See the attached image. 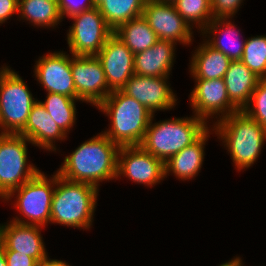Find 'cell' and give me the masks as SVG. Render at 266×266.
Masks as SVG:
<instances>
[{
  "label": "cell",
  "mask_w": 266,
  "mask_h": 266,
  "mask_svg": "<svg viewBox=\"0 0 266 266\" xmlns=\"http://www.w3.org/2000/svg\"><path fill=\"white\" fill-rule=\"evenodd\" d=\"M119 149L102 131L65 156L56 172L66 180L98 187L102 181L116 179Z\"/></svg>",
  "instance_id": "1"
},
{
  "label": "cell",
  "mask_w": 266,
  "mask_h": 266,
  "mask_svg": "<svg viewBox=\"0 0 266 266\" xmlns=\"http://www.w3.org/2000/svg\"><path fill=\"white\" fill-rule=\"evenodd\" d=\"M213 124V133L230 153L237 171L248 169L257 161L266 141L265 127L242 110Z\"/></svg>",
  "instance_id": "2"
},
{
  "label": "cell",
  "mask_w": 266,
  "mask_h": 266,
  "mask_svg": "<svg viewBox=\"0 0 266 266\" xmlns=\"http://www.w3.org/2000/svg\"><path fill=\"white\" fill-rule=\"evenodd\" d=\"M110 119L104 134L117 145L140 146L152 114L134 98L121 90H114L98 106Z\"/></svg>",
  "instance_id": "3"
},
{
  "label": "cell",
  "mask_w": 266,
  "mask_h": 266,
  "mask_svg": "<svg viewBox=\"0 0 266 266\" xmlns=\"http://www.w3.org/2000/svg\"><path fill=\"white\" fill-rule=\"evenodd\" d=\"M98 192L99 187L66 180L56 172L50 223L90 229L94 221Z\"/></svg>",
  "instance_id": "4"
},
{
  "label": "cell",
  "mask_w": 266,
  "mask_h": 266,
  "mask_svg": "<svg viewBox=\"0 0 266 266\" xmlns=\"http://www.w3.org/2000/svg\"><path fill=\"white\" fill-rule=\"evenodd\" d=\"M152 115L141 147L163 163L196 142L210 127L204 119L190 117L160 120L153 123Z\"/></svg>",
  "instance_id": "5"
},
{
  "label": "cell",
  "mask_w": 266,
  "mask_h": 266,
  "mask_svg": "<svg viewBox=\"0 0 266 266\" xmlns=\"http://www.w3.org/2000/svg\"><path fill=\"white\" fill-rule=\"evenodd\" d=\"M9 67L0 68V134H19L37 99L18 72Z\"/></svg>",
  "instance_id": "6"
},
{
  "label": "cell",
  "mask_w": 266,
  "mask_h": 266,
  "mask_svg": "<svg viewBox=\"0 0 266 266\" xmlns=\"http://www.w3.org/2000/svg\"><path fill=\"white\" fill-rule=\"evenodd\" d=\"M55 185L56 173L48 179V176L40 170L32 179L13 190L4 200L8 202L12 197L16 196L14 197L13 208H16L24 218L16 216L12 221L21 224L38 225L44 228L46 225L48 226Z\"/></svg>",
  "instance_id": "7"
},
{
  "label": "cell",
  "mask_w": 266,
  "mask_h": 266,
  "mask_svg": "<svg viewBox=\"0 0 266 266\" xmlns=\"http://www.w3.org/2000/svg\"><path fill=\"white\" fill-rule=\"evenodd\" d=\"M25 136L0 134V199H4L22 184L32 179L40 170L28 163Z\"/></svg>",
  "instance_id": "8"
},
{
  "label": "cell",
  "mask_w": 266,
  "mask_h": 266,
  "mask_svg": "<svg viewBox=\"0 0 266 266\" xmlns=\"http://www.w3.org/2000/svg\"><path fill=\"white\" fill-rule=\"evenodd\" d=\"M70 19L74 21L67 34V44L72 55L96 56L114 33L97 7Z\"/></svg>",
  "instance_id": "9"
},
{
  "label": "cell",
  "mask_w": 266,
  "mask_h": 266,
  "mask_svg": "<svg viewBox=\"0 0 266 266\" xmlns=\"http://www.w3.org/2000/svg\"><path fill=\"white\" fill-rule=\"evenodd\" d=\"M71 72L76 89V98L80 101L97 107L112 93L97 56L71 55Z\"/></svg>",
  "instance_id": "10"
},
{
  "label": "cell",
  "mask_w": 266,
  "mask_h": 266,
  "mask_svg": "<svg viewBox=\"0 0 266 266\" xmlns=\"http://www.w3.org/2000/svg\"><path fill=\"white\" fill-rule=\"evenodd\" d=\"M154 187L165 179L164 163L141 146H121L118 153L117 176Z\"/></svg>",
  "instance_id": "11"
},
{
  "label": "cell",
  "mask_w": 266,
  "mask_h": 266,
  "mask_svg": "<svg viewBox=\"0 0 266 266\" xmlns=\"http://www.w3.org/2000/svg\"><path fill=\"white\" fill-rule=\"evenodd\" d=\"M159 40L190 45L194 32L174 4L146 0L143 15ZM193 37V38H192Z\"/></svg>",
  "instance_id": "12"
},
{
  "label": "cell",
  "mask_w": 266,
  "mask_h": 266,
  "mask_svg": "<svg viewBox=\"0 0 266 266\" xmlns=\"http://www.w3.org/2000/svg\"><path fill=\"white\" fill-rule=\"evenodd\" d=\"M194 80L196 85L189 95V103L195 116L204 119L206 122H209L207 120L212 119V117L217 118L218 121L239 111L230 102L224 79Z\"/></svg>",
  "instance_id": "13"
},
{
  "label": "cell",
  "mask_w": 266,
  "mask_h": 266,
  "mask_svg": "<svg viewBox=\"0 0 266 266\" xmlns=\"http://www.w3.org/2000/svg\"><path fill=\"white\" fill-rule=\"evenodd\" d=\"M168 79L169 76L132 75L121 91L140 102L152 115H155L156 111H167L177 105L178 99Z\"/></svg>",
  "instance_id": "14"
},
{
  "label": "cell",
  "mask_w": 266,
  "mask_h": 266,
  "mask_svg": "<svg viewBox=\"0 0 266 266\" xmlns=\"http://www.w3.org/2000/svg\"><path fill=\"white\" fill-rule=\"evenodd\" d=\"M71 56L63 51L41 56L34 66V76L47 93H56L76 98V89L71 72Z\"/></svg>",
  "instance_id": "15"
},
{
  "label": "cell",
  "mask_w": 266,
  "mask_h": 266,
  "mask_svg": "<svg viewBox=\"0 0 266 266\" xmlns=\"http://www.w3.org/2000/svg\"><path fill=\"white\" fill-rule=\"evenodd\" d=\"M105 73L108 87L121 90L134 75V54L114 33L96 55Z\"/></svg>",
  "instance_id": "16"
},
{
  "label": "cell",
  "mask_w": 266,
  "mask_h": 266,
  "mask_svg": "<svg viewBox=\"0 0 266 266\" xmlns=\"http://www.w3.org/2000/svg\"><path fill=\"white\" fill-rule=\"evenodd\" d=\"M42 226L21 224L14 221L0 224V238L4 251H16L31 256L38 262L46 259L48 253L41 236Z\"/></svg>",
  "instance_id": "17"
},
{
  "label": "cell",
  "mask_w": 266,
  "mask_h": 266,
  "mask_svg": "<svg viewBox=\"0 0 266 266\" xmlns=\"http://www.w3.org/2000/svg\"><path fill=\"white\" fill-rule=\"evenodd\" d=\"M19 135L25 136L32 145L53 152H56V140L63 141L67 138L40 100L31 108L25 128Z\"/></svg>",
  "instance_id": "18"
},
{
  "label": "cell",
  "mask_w": 266,
  "mask_h": 266,
  "mask_svg": "<svg viewBox=\"0 0 266 266\" xmlns=\"http://www.w3.org/2000/svg\"><path fill=\"white\" fill-rule=\"evenodd\" d=\"M176 43L158 40L152 47L134 55V75L169 76L176 58Z\"/></svg>",
  "instance_id": "19"
},
{
  "label": "cell",
  "mask_w": 266,
  "mask_h": 266,
  "mask_svg": "<svg viewBox=\"0 0 266 266\" xmlns=\"http://www.w3.org/2000/svg\"><path fill=\"white\" fill-rule=\"evenodd\" d=\"M231 20L232 18L213 19L201 34L205 36L203 38L208 37V40H203L209 46L225 54L231 61H236L241 60L243 56L246 39L239 41L240 29L236 30V26ZM221 34L224 35L221 36ZM225 37L228 38L226 42L224 41Z\"/></svg>",
  "instance_id": "20"
},
{
  "label": "cell",
  "mask_w": 266,
  "mask_h": 266,
  "mask_svg": "<svg viewBox=\"0 0 266 266\" xmlns=\"http://www.w3.org/2000/svg\"><path fill=\"white\" fill-rule=\"evenodd\" d=\"M213 129L210 126L196 142L184 147L180 152L172 156L164 163L165 177L171 173L181 180H192L198 176L203 165L205 156L206 141L210 137Z\"/></svg>",
  "instance_id": "21"
},
{
  "label": "cell",
  "mask_w": 266,
  "mask_h": 266,
  "mask_svg": "<svg viewBox=\"0 0 266 266\" xmlns=\"http://www.w3.org/2000/svg\"><path fill=\"white\" fill-rule=\"evenodd\" d=\"M223 79L230 102L239 111L248 105L253 91L261 80L240 60L230 62Z\"/></svg>",
  "instance_id": "22"
},
{
  "label": "cell",
  "mask_w": 266,
  "mask_h": 266,
  "mask_svg": "<svg viewBox=\"0 0 266 266\" xmlns=\"http://www.w3.org/2000/svg\"><path fill=\"white\" fill-rule=\"evenodd\" d=\"M230 62L225 54L203 41L192 54L189 72L193 79H223Z\"/></svg>",
  "instance_id": "23"
},
{
  "label": "cell",
  "mask_w": 266,
  "mask_h": 266,
  "mask_svg": "<svg viewBox=\"0 0 266 266\" xmlns=\"http://www.w3.org/2000/svg\"><path fill=\"white\" fill-rule=\"evenodd\" d=\"M114 34L134 55L147 50L159 40L143 16L119 25Z\"/></svg>",
  "instance_id": "24"
},
{
  "label": "cell",
  "mask_w": 266,
  "mask_h": 266,
  "mask_svg": "<svg viewBox=\"0 0 266 266\" xmlns=\"http://www.w3.org/2000/svg\"><path fill=\"white\" fill-rule=\"evenodd\" d=\"M18 17L42 28H54L63 21L55 0H18Z\"/></svg>",
  "instance_id": "25"
},
{
  "label": "cell",
  "mask_w": 266,
  "mask_h": 266,
  "mask_svg": "<svg viewBox=\"0 0 266 266\" xmlns=\"http://www.w3.org/2000/svg\"><path fill=\"white\" fill-rule=\"evenodd\" d=\"M146 0H103L96 7L107 24L115 30L119 25L143 15Z\"/></svg>",
  "instance_id": "26"
},
{
  "label": "cell",
  "mask_w": 266,
  "mask_h": 266,
  "mask_svg": "<svg viewBox=\"0 0 266 266\" xmlns=\"http://www.w3.org/2000/svg\"><path fill=\"white\" fill-rule=\"evenodd\" d=\"M76 101L80 100L61 94L47 93L45 101L40 102L58 127L67 135L77 120Z\"/></svg>",
  "instance_id": "27"
},
{
  "label": "cell",
  "mask_w": 266,
  "mask_h": 266,
  "mask_svg": "<svg viewBox=\"0 0 266 266\" xmlns=\"http://www.w3.org/2000/svg\"><path fill=\"white\" fill-rule=\"evenodd\" d=\"M174 6L189 26L195 25L200 32L214 19L211 0H177Z\"/></svg>",
  "instance_id": "28"
},
{
  "label": "cell",
  "mask_w": 266,
  "mask_h": 266,
  "mask_svg": "<svg viewBox=\"0 0 266 266\" xmlns=\"http://www.w3.org/2000/svg\"><path fill=\"white\" fill-rule=\"evenodd\" d=\"M261 79H266V35L246 38L240 60Z\"/></svg>",
  "instance_id": "29"
},
{
  "label": "cell",
  "mask_w": 266,
  "mask_h": 266,
  "mask_svg": "<svg viewBox=\"0 0 266 266\" xmlns=\"http://www.w3.org/2000/svg\"><path fill=\"white\" fill-rule=\"evenodd\" d=\"M242 111L266 128V79L258 82L248 105Z\"/></svg>",
  "instance_id": "30"
},
{
  "label": "cell",
  "mask_w": 266,
  "mask_h": 266,
  "mask_svg": "<svg viewBox=\"0 0 266 266\" xmlns=\"http://www.w3.org/2000/svg\"><path fill=\"white\" fill-rule=\"evenodd\" d=\"M57 3L62 19L96 7L93 0H58Z\"/></svg>",
  "instance_id": "31"
},
{
  "label": "cell",
  "mask_w": 266,
  "mask_h": 266,
  "mask_svg": "<svg viewBox=\"0 0 266 266\" xmlns=\"http://www.w3.org/2000/svg\"><path fill=\"white\" fill-rule=\"evenodd\" d=\"M243 1L244 0H211L213 18L233 19Z\"/></svg>",
  "instance_id": "32"
},
{
  "label": "cell",
  "mask_w": 266,
  "mask_h": 266,
  "mask_svg": "<svg viewBox=\"0 0 266 266\" xmlns=\"http://www.w3.org/2000/svg\"><path fill=\"white\" fill-rule=\"evenodd\" d=\"M7 266H37L38 261L31 256L16 252L4 251Z\"/></svg>",
  "instance_id": "33"
},
{
  "label": "cell",
  "mask_w": 266,
  "mask_h": 266,
  "mask_svg": "<svg viewBox=\"0 0 266 266\" xmlns=\"http://www.w3.org/2000/svg\"><path fill=\"white\" fill-rule=\"evenodd\" d=\"M18 14V0H0V25Z\"/></svg>",
  "instance_id": "34"
},
{
  "label": "cell",
  "mask_w": 266,
  "mask_h": 266,
  "mask_svg": "<svg viewBox=\"0 0 266 266\" xmlns=\"http://www.w3.org/2000/svg\"><path fill=\"white\" fill-rule=\"evenodd\" d=\"M37 266H71L67 262L57 259L46 258L38 262Z\"/></svg>",
  "instance_id": "35"
},
{
  "label": "cell",
  "mask_w": 266,
  "mask_h": 266,
  "mask_svg": "<svg viewBox=\"0 0 266 266\" xmlns=\"http://www.w3.org/2000/svg\"><path fill=\"white\" fill-rule=\"evenodd\" d=\"M243 259L239 256L234 257L233 259L229 260L228 262L222 263L219 266H244Z\"/></svg>",
  "instance_id": "36"
},
{
  "label": "cell",
  "mask_w": 266,
  "mask_h": 266,
  "mask_svg": "<svg viewBox=\"0 0 266 266\" xmlns=\"http://www.w3.org/2000/svg\"><path fill=\"white\" fill-rule=\"evenodd\" d=\"M0 266H7V262L4 256V245L0 238Z\"/></svg>",
  "instance_id": "37"
},
{
  "label": "cell",
  "mask_w": 266,
  "mask_h": 266,
  "mask_svg": "<svg viewBox=\"0 0 266 266\" xmlns=\"http://www.w3.org/2000/svg\"><path fill=\"white\" fill-rule=\"evenodd\" d=\"M162 3L174 4L177 0H155Z\"/></svg>",
  "instance_id": "38"
},
{
  "label": "cell",
  "mask_w": 266,
  "mask_h": 266,
  "mask_svg": "<svg viewBox=\"0 0 266 266\" xmlns=\"http://www.w3.org/2000/svg\"><path fill=\"white\" fill-rule=\"evenodd\" d=\"M103 0H93L95 6H97L100 2H102Z\"/></svg>",
  "instance_id": "39"
}]
</instances>
